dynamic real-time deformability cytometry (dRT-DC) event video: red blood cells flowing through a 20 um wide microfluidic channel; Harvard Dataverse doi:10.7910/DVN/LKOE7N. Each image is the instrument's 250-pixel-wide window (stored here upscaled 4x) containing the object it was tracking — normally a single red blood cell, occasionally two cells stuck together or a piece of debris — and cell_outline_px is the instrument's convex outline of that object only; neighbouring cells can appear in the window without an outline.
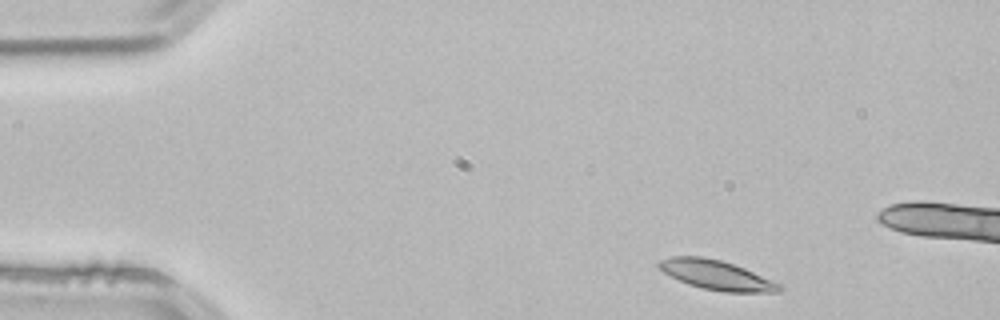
{"species": "common noctule bat (a hibernating species)", "species_latin": "Nyctalus noctula", "temperature_condition": "room temperature", "stored_images_in_passage": 3, "camera_frame_rate_fps": 3000, "um_per_image_px": 0.085, "animal": {"sex": "male", "body_mass_g": 21.5, "forearm_length_mm": 52.0}, "frame": {"image": 1, "passage_image": 1, "time_ms": 0.0, "image_size_px": [1000, 320], "cell_outline_px": [[784, 288], [780, 292], [724, 292], [704, 288], [688, 284], [664, 272], [656, 264], [660, 260], [672, 256], [704, 256], [720, 260], [744, 268], [780, 284]], "centroid_in_image_um": [60.9, 23.37], "position_along_channel_um": 24.1, "area_um2": 20.4}}